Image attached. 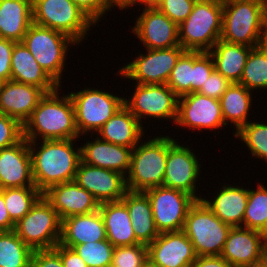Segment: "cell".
<instances>
[{
	"instance_id": "obj_18",
	"label": "cell",
	"mask_w": 267,
	"mask_h": 267,
	"mask_svg": "<svg viewBox=\"0 0 267 267\" xmlns=\"http://www.w3.org/2000/svg\"><path fill=\"white\" fill-rule=\"evenodd\" d=\"M147 247L148 259L159 267H191L197 258L182 230L162 232Z\"/></svg>"
},
{
	"instance_id": "obj_9",
	"label": "cell",
	"mask_w": 267,
	"mask_h": 267,
	"mask_svg": "<svg viewBox=\"0 0 267 267\" xmlns=\"http://www.w3.org/2000/svg\"><path fill=\"white\" fill-rule=\"evenodd\" d=\"M69 96L74 105L76 127L82 138L85 135L92 137L124 105V96L93 87L71 91Z\"/></svg>"
},
{
	"instance_id": "obj_19",
	"label": "cell",
	"mask_w": 267,
	"mask_h": 267,
	"mask_svg": "<svg viewBox=\"0 0 267 267\" xmlns=\"http://www.w3.org/2000/svg\"><path fill=\"white\" fill-rule=\"evenodd\" d=\"M0 186L2 189L36 187L28 141L24 137L0 150Z\"/></svg>"
},
{
	"instance_id": "obj_56",
	"label": "cell",
	"mask_w": 267,
	"mask_h": 267,
	"mask_svg": "<svg viewBox=\"0 0 267 267\" xmlns=\"http://www.w3.org/2000/svg\"><path fill=\"white\" fill-rule=\"evenodd\" d=\"M244 267H267V262L262 261L254 265H249V266H244Z\"/></svg>"
},
{
	"instance_id": "obj_11",
	"label": "cell",
	"mask_w": 267,
	"mask_h": 267,
	"mask_svg": "<svg viewBox=\"0 0 267 267\" xmlns=\"http://www.w3.org/2000/svg\"><path fill=\"white\" fill-rule=\"evenodd\" d=\"M186 50L181 46L163 49H146L125 66L119 67L117 74L137 84H166L172 69Z\"/></svg>"
},
{
	"instance_id": "obj_51",
	"label": "cell",
	"mask_w": 267,
	"mask_h": 267,
	"mask_svg": "<svg viewBox=\"0 0 267 267\" xmlns=\"http://www.w3.org/2000/svg\"><path fill=\"white\" fill-rule=\"evenodd\" d=\"M106 2V13H108L109 11H112V9H114V6H116L118 8V10H127L129 8H133L139 5V9L140 5L143 6L145 4L144 0H105ZM112 8V9H111Z\"/></svg>"
},
{
	"instance_id": "obj_12",
	"label": "cell",
	"mask_w": 267,
	"mask_h": 267,
	"mask_svg": "<svg viewBox=\"0 0 267 267\" xmlns=\"http://www.w3.org/2000/svg\"><path fill=\"white\" fill-rule=\"evenodd\" d=\"M134 84V92L124 97V105L141 124L146 118L176 123L179 97L167 84Z\"/></svg>"
},
{
	"instance_id": "obj_50",
	"label": "cell",
	"mask_w": 267,
	"mask_h": 267,
	"mask_svg": "<svg viewBox=\"0 0 267 267\" xmlns=\"http://www.w3.org/2000/svg\"><path fill=\"white\" fill-rule=\"evenodd\" d=\"M15 224L6 209L4 196L0 193V232L14 230Z\"/></svg>"
},
{
	"instance_id": "obj_39",
	"label": "cell",
	"mask_w": 267,
	"mask_h": 267,
	"mask_svg": "<svg viewBox=\"0 0 267 267\" xmlns=\"http://www.w3.org/2000/svg\"><path fill=\"white\" fill-rule=\"evenodd\" d=\"M192 81V51H185L172 69L170 78L166 83L178 96L191 93Z\"/></svg>"
},
{
	"instance_id": "obj_54",
	"label": "cell",
	"mask_w": 267,
	"mask_h": 267,
	"mask_svg": "<svg viewBox=\"0 0 267 267\" xmlns=\"http://www.w3.org/2000/svg\"><path fill=\"white\" fill-rule=\"evenodd\" d=\"M261 46L265 49V51L267 52V32L265 33V35L263 36L262 42H261Z\"/></svg>"
},
{
	"instance_id": "obj_32",
	"label": "cell",
	"mask_w": 267,
	"mask_h": 267,
	"mask_svg": "<svg viewBox=\"0 0 267 267\" xmlns=\"http://www.w3.org/2000/svg\"><path fill=\"white\" fill-rule=\"evenodd\" d=\"M253 94L242 84L231 83L219 99L224 123L227 127L230 122L234 133L251 121L249 115L254 100Z\"/></svg>"
},
{
	"instance_id": "obj_34",
	"label": "cell",
	"mask_w": 267,
	"mask_h": 267,
	"mask_svg": "<svg viewBox=\"0 0 267 267\" xmlns=\"http://www.w3.org/2000/svg\"><path fill=\"white\" fill-rule=\"evenodd\" d=\"M257 188H248V202L243 217V227L261 233L267 231V188L257 183Z\"/></svg>"
},
{
	"instance_id": "obj_1",
	"label": "cell",
	"mask_w": 267,
	"mask_h": 267,
	"mask_svg": "<svg viewBox=\"0 0 267 267\" xmlns=\"http://www.w3.org/2000/svg\"><path fill=\"white\" fill-rule=\"evenodd\" d=\"M76 140L28 141L33 180L41 193L53 185L74 181L81 161V147L74 145Z\"/></svg>"
},
{
	"instance_id": "obj_28",
	"label": "cell",
	"mask_w": 267,
	"mask_h": 267,
	"mask_svg": "<svg viewBox=\"0 0 267 267\" xmlns=\"http://www.w3.org/2000/svg\"><path fill=\"white\" fill-rule=\"evenodd\" d=\"M32 24V0H0V38L22 42Z\"/></svg>"
},
{
	"instance_id": "obj_36",
	"label": "cell",
	"mask_w": 267,
	"mask_h": 267,
	"mask_svg": "<svg viewBox=\"0 0 267 267\" xmlns=\"http://www.w3.org/2000/svg\"><path fill=\"white\" fill-rule=\"evenodd\" d=\"M5 206L10 218L16 223L23 218L42 196L36 187H20L2 189Z\"/></svg>"
},
{
	"instance_id": "obj_26",
	"label": "cell",
	"mask_w": 267,
	"mask_h": 267,
	"mask_svg": "<svg viewBox=\"0 0 267 267\" xmlns=\"http://www.w3.org/2000/svg\"><path fill=\"white\" fill-rule=\"evenodd\" d=\"M145 128L123 105L95 135L103 141L133 149L144 139Z\"/></svg>"
},
{
	"instance_id": "obj_48",
	"label": "cell",
	"mask_w": 267,
	"mask_h": 267,
	"mask_svg": "<svg viewBox=\"0 0 267 267\" xmlns=\"http://www.w3.org/2000/svg\"><path fill=\"white\" fill-rule=\"evenodd\" d=\"M54 249L60 254L64 267H88L73 248L65 247L58 243Z\"/></svg>"
},
{
	"instance_id": "obj_7",
	"label": "cell",
	"mask_w": 267,
	"mask_h": 267,
	"mask_svg": "<svg viewBox=\"0 0 267 267\" xmlns=\"http://www.w3.org/2000/svg\"><path fill=\"white\" fill-rule=\"evenodd\" d=\"M231 228L200 199L189 208L182 231L197 256H220Z\"/></svg>"
},
{
	"instance_id": "obj_20",
	"label": "cell",
	"mask_w": 267,
	"mask_h": 267,
	"mask_svg": "<svg viewBox=\"0 0 267 267\" xmlns=\"http://www.w3.org/2000/svg\"><path fill=\"white\" fill-rule=\"evenodd\" d=\"M42 195L57 211L61 220L92 213L99 210L100 206L95 197L75 181L53 185Z\"/></svg>"
},
{
	"instance_id": "obj_55",
	"label": "cell",
	"mask_w": 267,
	"mask_h": 267,
	"mask_svg": "<svg viewBox=\"0 0 267 267\" xmlns=\"http://www.w3.org/2000/svg\"><path fill=\"white\" fill-rule=\"evenodd\" d=\"M142 267H159V266L154 264L150 259H147V261L144 263Z\"/></svg>"
},
{
	"instance_id": "obj_25",
	"label": "cell",
	"mask_w": 267,
	"mask_h": 267,
	"mask_svg": "<svg viewBox=\"0 0 267 267\" xmlns=\"http://www.w3.org/2000/svg\"><path fill=\"white\" fill-rule=\"evenodd\" d=\"M107 239L100 211L74 215L61 220L59 244L73 248L76 245Z\"/></svg>"
},
{
	"instance_id": "obj_46",
	"label": "cell",
	"mask_w": 267,
	"mask_h": 267,
	"mask_svg": "<svg viewBox=\"0 0 267 267\" xmlns=\"http://www.w3.org/2000/svg\"><path fill=\"white\" fill-rule=\"evenodd\" d=\"M14 44L15 41L0 38V83L10 80Z\"/></svg>"
},
{
	"instance_id": "obj_27",
	"label": "cell",
	"mask_w": 267,
	"mask_h": 267,
	"mask_svg": "<svg viewBox=\"0 0 267 267\" xmlns=\"http://www.w3.org/2000/svg\"><path fill=\"white\" fill-rule=\"evenodd\" d=\"M10 80L41 88L45 93L60 87L39 65L23 42H15L11 55Z\"/></svg>"
},
{
	"instance_id": "obj_57",
	"label": "cell",
	"mask_w": 267,
	"mask_h": 267,
	"mask_svg": "<svg viewBox=\"0 0 267 267\" xmlns=\"http://www.w3.org/2000/svg\"><path fill=\"white\" fill-rule=\"evenodd\" d=\"M159 0H144L145 5H155Z\"/></svg>"
},
{
	"instance_id": "obj_17",
	"label": "cell",
	"mask_w": 267,
	"mask_h": 267,
	"mask_svg": "<svg viewBox=\"0 0 267 267\" xmlns=\"http://www.w3.org/2000/svg\"><path fill=\"white\" fill-rule=\"evenodd\" d=\"M74 181L101 203L121 201L128 191L126 177L116 171L80 161Z\"/></svg>"
},
{
	"instance_id": "obj_44",
	"label": "cell",
	"mask_w": 267,
	"mask_h": 267,
	"mask_svg": "<svg viewBox=\"0 0 267 267\" xmlns=\"http://www.w3.org/2000/svg\"><path fill=\"white\" fill-rule=\"evenodd\" d=\"M230 84V81L214 70L208 77L205 84H203L197 92L201 95L219 100Z\"/></svg>"
},
{
	"instance_id": "obj_30",
	"label": "cell",
	"mask_w": 267,
	"mask_h": 267,
	"mask_svg": "<svg viewBox=\"0 0 267 267\" xmlns=\"http://www.w3.org/2000/svg\"><path fill=\"white\" fill-rule=\"evenodd\" d=\"M121 201L127 206L136 240L148 246L160 234L149 198L144 192L127 191Z\"/></svg>"
},
{
	"instance_id": "obj_38",
	"label": "cell",
	"mask_w": 267,
	"mask_h": 267,
	"mask_svg": "<svg viewBox=\"0 0 267 267\" xmlns=\"http://www.w3.org/2000/svg\"><path fill=\"white\" fill-rule=\"evenodd\" d=\"M114 248L107 239L73 247L88 267H110Z\"/></svg>"
},
{
	"instance_id": "obj_14",
	"label": "cell",
	"mask_w": 267,
	"mask_h": 267,
	"mask_svg": "<svg viewBox=\"0 0 267 267\" xmlns=\"http://www.w3.org/2000/svg\"><path fill=\"white\" fill-rule=\"evenodd\" d=\"M144 193L150 200L155 226L159 233L183 229L188 210L196 201L192 195L164 186L150 188Z\"/></svg>"
},
{
	"instance_id": "obj_49",
	"label": "cell",
	"mask_w": 267,
	"mask_h": 267,
	"mask_svg": "<svg viewBox=\"0 0 267 267\" xmlns=\"http://www.w3.org/2000/svg\"><path fill=\"white\" fill-rule=\"evenodd\" d=\"M191 267H234L221 256H197Z\"/></svg>"
},
{
	"instance_id": "obj_52",
	"label": "cell",
	"mask_w": 267,
	"mask_h": 267,
	"mask_svg": "<svg viewBox=\"0 0 267 267\" xmlns=\"http://www.w3.org/2000/svg\"><path fill=\"white\" fill-rule=\"evenodd\" d=\"M263 261L267 262V231L263 233Z\"/></svg>"
},
{
	"instance_id": "obj_4",
	"label": "cell",
	"mask_w": 267,
	"mask_h": 267,
	"mask_svg": "<svg viewBox=\"0 0 267 267\" xmlns=\"http://www.w3.org/2000/svg\"><path fill=\"white\" fill-rule=\"evenodd\" d=\"M141 140L131 153L130 169L126 175L128 191L144 192L163 186L168 155V136L158 135Z\"/></svg>"
},
{
	"instance_id": "obj_53",
	"label": "cell",
	"mask_w": 267,
	"mask_h": 267,
	"mask_svg": "<svg viewBox=\"0 0 267 267\" xmlns=\"http://www.w3.org/2000/svg\"><path fill=\"white\" fill-rule=\"evenodd\" d=\"M262 2H263L264 20L267 26V0H262Z\"/></svg>"
},
{
	"instance_id": "obj_15",
	"label": "cell",
	"mask_w": 267,
	"mask_h": 267,
	"mask_svg": "<svg viewBox=\"0 0 267 267\" xmlns=\"http://www.w3.org/2000/svg\"><path fill=\"white\" fill-rule=\"evenodd\" d=\"M177 127L187 130H219L225 128L218 99L192 92L179 97ZM202 130V131H201Z\"/></svg>"
},
{
	"instance_id": "obj_42",
	"label": "cell",
	"mask_w": 267,
	"mask_h": 267,
	"mask_svg": "<svg viewBox=\"0 0 267 267\" xmlns=\"http://www.w3.org/2000/svg\"><path fill=\"white\" fill-rule=\"evenodd\" d=\"M195 2L196 0H159L154 6L179 26L191 14Z\"/></svg>"
},
{
	"instance_id": "obj_6",
	"label": "cell",
	"mask_w": 267,
	"mask_h": 267,
	"mask_svg": "<svg viewBox=\"0 0 267 267\" xmlns=\"http://www.w3.org/2000/svg\"><path fill=\"white\" fill-rule=\"evenodd\" d=\"M22 42L34 56L42 69L60 86L68 58L69 47L79 46L68 35L32 24Z\"/></svg>"
},
{
	"instance_id": "obj_47",
	"label": "cell",
	"mask_w": 267,
	"mask_h": 267,
	"mask_svg": "<svg viewBox=\"0 0 267 267\" xmlns=\"http://www.w3.org/2000/svg\"><path fill=\"white\" fill-rule=\"evenodd\" d=\"M95 24L106 15L105 0H72Z\"/></svg>"
},
{
	"instance_id": "obj_22",
	"label": "cell",
	"mask_w": 267,
	"mask_h": 267,
	"mask_svg": "<svg viewBox=\"0 0 267 267\" xmlns=\"http://www.w3.org/2000/svg\"><path fill=\"white\" fill-rule=\"evenodd\" d=\"M46 93L39 87L9 80L0 83V113L22 125L30 118Z\"/></svg>"
},
{
	"instance_id": "obj_45",
	"label": "cell",
	"mask_w": 267,
	"mask_h": 267,
	"mask_svg": "<svg viewBox=\"0 0 267 267\" xmlns=\"http://www.w3.org/2000/svg\"><path fill=\"white\" fill-rule=\"evenodd\" d=\"M30 267H64L60 254L54 249L33 251Z\"/></svg>"
},
{
	"instance_id": "obj_5",
	"label": "cell",
	"mask_w": 267,
	"mask_h": 267,
	"mask_svg": "<svg viewBox=\"0 0 267 267\" xmlns=\"http://www.w3.org/2000/svg\"><path fill=\"white\" fill-rule=\"evenodd\" d=\"M222 0H196L188 18L179 25V42L186 51L209 52L220 39Z\"/></svg>"
},
{
	"instance_id": "obj_24",
	"label": "cell",
	"mask_w": 267,
	"mask_h": 267,
	"mask_svg": "<svg viewBox=\"0 0 267 267\" xmlns=\"http://www.w3.org/2000/svg\"><path fill=\"white\" fill-rule=\"evenodd\" d=\"M223 184L212 200L206 196L203 202L222 222L231 227H243V217L248 202V189L239 185ZM245 188V189H244ZM214 198V199H213Z\"/></svg>"
},
{
	"instance_id": "obj_41",
	"label": "cell",
	"mask_w": 267,
	"mask_h": 267,
	"mask_svg": "<svg viewBox=\"0 0 267 267\" xmlns=\"http://www.w3.org/2000/svg\"><path fill=\"white\" fill-rule=\"evenodd\" d=\"M214 70V61L209 52L192 51L191 93L197 92Z\"/></svg>"
},
{
	"instance_id": "obj_23",
	"label": "cell",
	"mask_w": 267,
	"mask_h": 267,
	"mask_svg": "<svg viewBox=\"0 0 267 267\" xmlns=\"http://www.w3.org/2000/svg\"><path fill=\"white\" fill-rule=\"evenodd\" d=\"M81 147V161L95 167L119 172L125 177L130 169L132 148L101 140L98 136Z\"/></svg>"
},
{
	"instance_id": "obj_8",
	"label": "cell",
	"mask_w": 267,
	"mask_h": 267,
	"mask_svg": "<svg viewBox=\"0 0 267 267\" xmlns=\"http://www.w3.org/2000/svg\"><path fill=\"white\" fill-rule=\"evenodd\" d=\"M32 12L34 24L62 32L79 46L96 26L72 0H32Z\"/></svg>"
},
{
	"instance_id": "obj_33",
	"label": "cell",
	"mask_w": 267,
	"mask_h": 267,
	"mask_svg": "<svg viewBox=\"0 0 267 267\" xmlns=\"http://www.w3.org/2000/svg\"><path fill=\"white\" fill-rule=\"evenodd\" d=\"M32 254L14 230L0 232V267H30Z\"/></svg>"
},
{
	"instance_id": "obj_2",
	"label": "cell",
	"mask_w": 267,
	"mask_h": 267,
	"mask_svg": "<svg viewBox=\"0 0 267 267\" xmlns=\"http://www.w3.org/2000/svg\"><path fill=\"white\" fill-rule=\"evenodd\" d=\"M58 87L46 93L23 125L27 141L78 139L75 110L69 94L60 95Z\"/></svg>"
},
{
	"instance_id": "obj_35",
	"label": "cell",
	"mask_w": 267,
	"mask_h": 267,
	"mask_svg": "<svg viewBox=\"0 0 267 267\" xmlns=\"http://www.w3.org/2000/svg\"><path fill=\"white\" fill-rule=\"evenodd\" d=\"M239 84L252 92L267 90V52L262 46L250 51Z\"/></svg>"
},
{
	"instance_id": "obj_16",
	"label": "cell",
	"mask_w": 267,
	"mask_h": 267,
	"mask_svg": "<svg viewBox=\"0 0 267 267\" xmlns=\"http://www.w3.org/2000/svg\"><path fill=\"white\" fill-rule=\"evenodd\" d=\"M132 33L145 49H163L180 45L179 26L154 5H143Z\"/></svg>"
},
{
	"instance_id": "obj_3",
	"label": "cell",
	"mask_w": 267,
	"mask_h": 267,
	"mask_svg": "<svg viewBox=\"0 0 267 267\" xmlns=\"http://www.w3.org/2000/svg\"><path fill=\"white\" fill-rule=\"evenodd\" d=\"M266 32L262 0L223 1L221 40L255 48Z\"/></svg>"
},
{
	"instance_id": "obj_13",
	"label": "cell",
	"mask_w": 267,
	"mask_h": 267,
	"mask_svg": "<svg viewBox=\"0 0 267 267\" xmlns=\"http://www.w3.org/2000/svg\"><path fill=\"white\" fill-rule=\"evenodd\" d=\"M177 140L168 136V155L163 186L182 190L196 200H200L202 196H198L197 182L202 172L200 171L201 162L198 161L201 158L191 150V146L180 145Z\"/></svg>"
},
{
	"instance_id": "obj_43",
	"label": "cell",
	"mask_w": 267,
	"mask_h": 267,
	"mask_svg": "<svg viewBox=\"0 0 267 267\" xmlns=\"http://www.w3.org/2000/svg\"><path fill=\"white\" fill-rule=\"evenodd\" d=\"M23 138V125L15 118L0 113V150Z\"/></svg>"
},
{
	"instance_id": "obj_31",
	"label": "cell",
	"mask_w": 267,
	"mask_h": 267,
	"mask_svg": "<svg viewBox=\"0 0 267 267\" xmlns=\"http://www.w3.org/2000/svg\"><path fill=\"white\" fill-rule=\"evenodd\" d=\"M253 47L232 44L219 39L209 51L215 70L231 83H239L244 66Z\"/></svg>"
},
{
	"instance_id": "obj_37",
	"label": "cell",
	"mask_w": 267,
	"mask_h": 267,
	"mask_svg": "<svg viewBox=\"0 0 267 267\" xmlns=\"http://www.w3.org/2000/svg\"><path fill=\"white\" fill-rule=\"evenodd\" d=\"M262 122L249 121L233 134L246 145L252 158L267 162V122Z\"/></svg>"
},
{
	"instance_id": "obj_40",
	"label": "cell",
	"mask_w": 267,
	"mask_h": 267,
	"mask_svg": "<svg viewBox=\"0 0 267 267\" xmlns=\"http://www.w3.org/2000/svg\"><path fill=\"white\" fill-rule=\"evenodd\" d=\"M147 259L148 247L144 244L117 246L110 267H142Z\"/></svg>"
},
{
	"instance_id": "obj_10",
	"label": "cell",
	"mask_w": 267,
	"mask_h": 267,
	"mask_svg": "<svg viewBox=\"0 0 267 267\" xmlns=\"http://www.w3.org/2000/svg\"><path fill=\"white\" fill-rule=\"evenodd\" d=\"M14 231L33 251L52 249L60 241L61 219L42 195L30 211L16 222Z\"/></svg>"
},
{
	"instance_id": "obj_21",
	"label": "cell",
	"mask_w": 267,
	"mask_h": 267,
	"mask_svg": "<svg viewBox=\"0 0 267 267\" xmlns=\"http://www.w3.org/2000/svg\"><path fill=\"white\" fill-rule=\"evenodd\" d=\"M234 267L263 261V233L245 227H232L220 254Z\"/></svg>"
},
{
	"instance_id": "obj_29",
	"label": "cell",
	"mask_w": 267,
	"mask_h": 267,
	"mask_svg": "<svg viewBox=\"0 0 267 267\" xmlns=\"http://www.w3.org/2000/svg\"><path fill=\"white\" fill-rule=\"evenodd\" d=\"M107 240L114 246H133L136 240L127 206L122 201L105 202L99 206Z\"/></svg>"
}]
</instances>
